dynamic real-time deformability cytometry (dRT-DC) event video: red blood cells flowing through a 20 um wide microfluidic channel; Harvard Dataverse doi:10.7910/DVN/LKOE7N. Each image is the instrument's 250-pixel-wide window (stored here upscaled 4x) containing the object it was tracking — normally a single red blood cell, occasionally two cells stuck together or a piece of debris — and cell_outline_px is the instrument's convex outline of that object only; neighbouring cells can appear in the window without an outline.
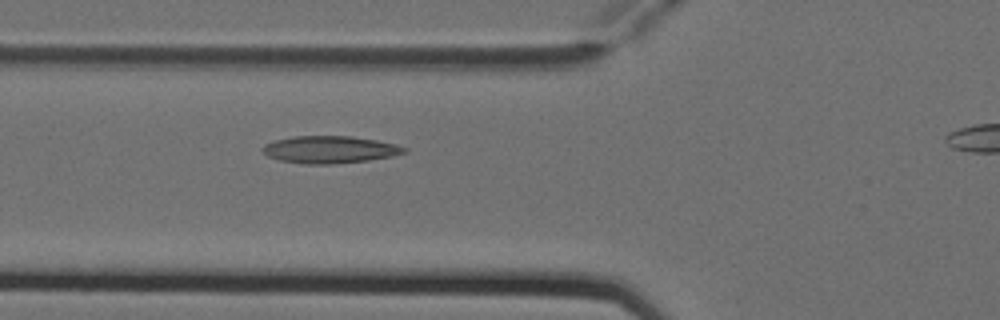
{"species": "Egyptian fruit bat (a non-hibernating species)", "species_latin": "Rousettus aegyptiacus", "temperature_condition": "cold", "stored_images_in_passage": 4, "segment_of_instrument_passage": [1, 2], "camera_frame_rate_fps": 3000, "um_per_image_px": 0.085, "animal": {"sex": "female"}, "frame": {"image": 1, "passage_image": 3, "time_ms": 0.667, "image_size_px": [1000, 320], "cell_outline_px": [[408, 152], [392, 156], [368, 160], [332, 164], [304, 164], [280, 160], [268, 156], [260, 148], [264, 144], [276, 140], [296, 136], [352, 136], [376, 140], [396, 144], [408, 148]], "centroid_in_image_um": [28.05, 12.71], "position_along_channel_um": 97.7, "area_um2": 22.48}}